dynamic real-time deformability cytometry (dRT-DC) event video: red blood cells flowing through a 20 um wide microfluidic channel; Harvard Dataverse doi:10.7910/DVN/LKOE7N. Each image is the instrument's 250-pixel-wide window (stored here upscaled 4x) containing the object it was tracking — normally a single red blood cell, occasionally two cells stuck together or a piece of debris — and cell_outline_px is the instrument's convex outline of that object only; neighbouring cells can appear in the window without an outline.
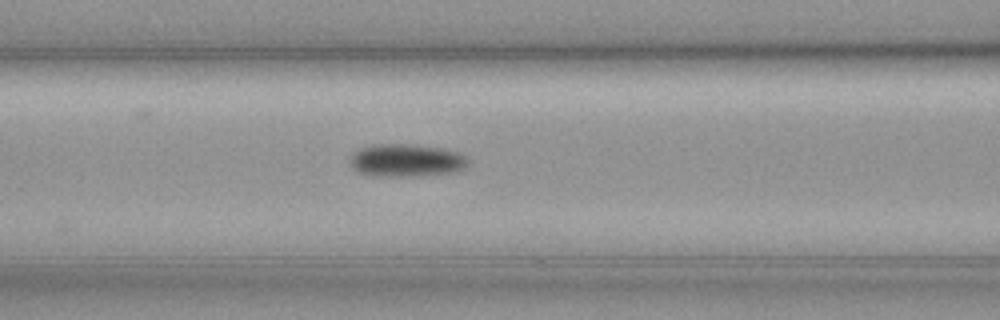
{"species": "common noctule bat (a hibernating species)", "species_latin": "Nyctalus noctula", "temperature_condition": "cold", "stored_images_in_passage": 31, "camera_frame_rate_fps": 3000, "um_per_image_px": 0.085, "animal": {"sex": "female", "body_mass_g": 19.3, "forearm_length_mm": 54.1}, "frame": {"image": 1, "passage_image": 8, "time_ms": 2.333, "image_size_px": [1000, 320], "cell_outline_px": [[468, 164], [464, 168], [452, 172], [420, 176], [372, 176], [356, 172], [348, 164], [348, 160], [360, 148], [372, 144], [408, 144], [440, 148], [456, 152], [464, 156], [468, 160]], "centroid_in_image_um": [34.46, 13.64], "position_along_channel_um": 132.1, "area_um2": 22.6}}
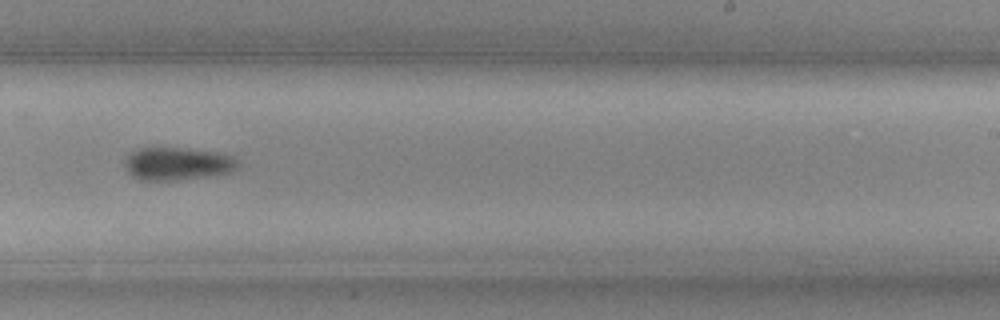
{"frame": {"image": 2, "passage_image": 20, "time_ms": 6.333, "image_size_px": [1000, 320], "cell_outline_px": [[236, 168], [228, 172], [204, 176], [176, 180], [140, 180], [132, 176], [128, 172], [124, 164], [128, 156], [132, 152], [140, 148], [176, 148], [216, 152], [232, 156], [236, 160]], "centroid_in_image_um": [15.02, 13.92], "position_along_channel_um": 274.0, "area_um2": 21.04}}
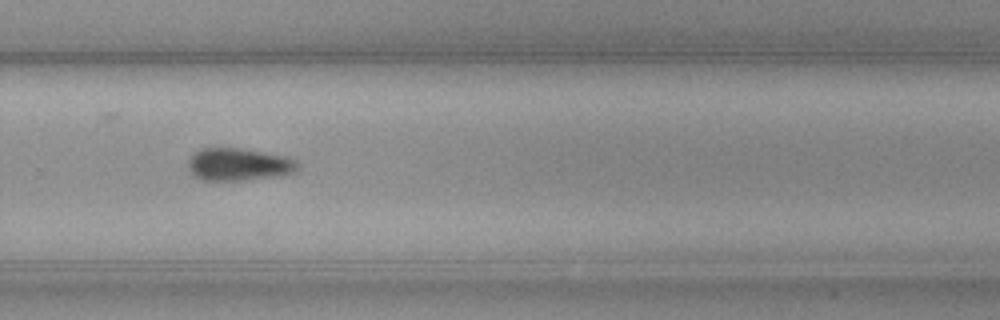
{"frame": {"image": 3, "passage_image": 23, "time_ms": 7.333, "image_size_px": [1000, 320], "cell_outline_px": [[300, 168], [292, 172], [272, 176], [240, 180], [200, 180], [192, 176], [188, 168], [188, 160], [200, 148], [240, 148], [288, 156], [296, 160], [300, 164]], "centroid_in_image_um": [20.27, 13.96], "position_along_channel_um": 309.5, "area_um2": 20.75}, "authors_computed_cell_mechanics": {"area_um2": 21.1548, "velocity_mm_per_s": 3.5634, "shape_relaxation_time_tau1_ms": 1.8151, "shape_relaxation_time_tau2_ms": null, "deformation_change_tau1": 0.0665, "deformation_change_tau2": null}}